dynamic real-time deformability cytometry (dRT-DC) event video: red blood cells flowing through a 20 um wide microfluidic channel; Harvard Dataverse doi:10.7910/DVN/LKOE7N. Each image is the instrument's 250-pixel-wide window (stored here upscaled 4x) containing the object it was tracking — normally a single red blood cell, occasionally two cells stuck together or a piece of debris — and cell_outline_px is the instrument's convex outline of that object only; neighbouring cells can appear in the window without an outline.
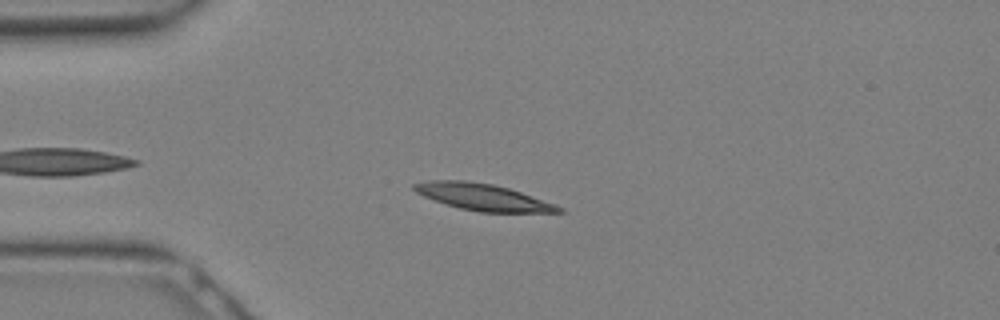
{"species": "Egyptian fruit bat (a non-hibernating species)", "species_latin": "Rousettus aegyptiacus", "temperature_condition": "warm", "stored_images_in_passage": 10, "camera_frame_rate_fps": 3000, "um_per_image_px": 0.085, "animal": {"sex": "female"}, "frame": {"image": 1, "passage_image": 3, "time_ms": 0.667, "image_size_px": [1000, 320], "cell_outline_px": [[564, 212], [480, 212], [460, 208], [444, 204], [424, 196], [416, 192], [412, 188], [412, 184], [428, 180], [468, 180], [492, 184], [508, 188], [556, 204], [564, 208]], "centroid_in_image_um": [41.02, 16.74], "position_along_channel_um": 44.0, "area_um2": 22.43}}
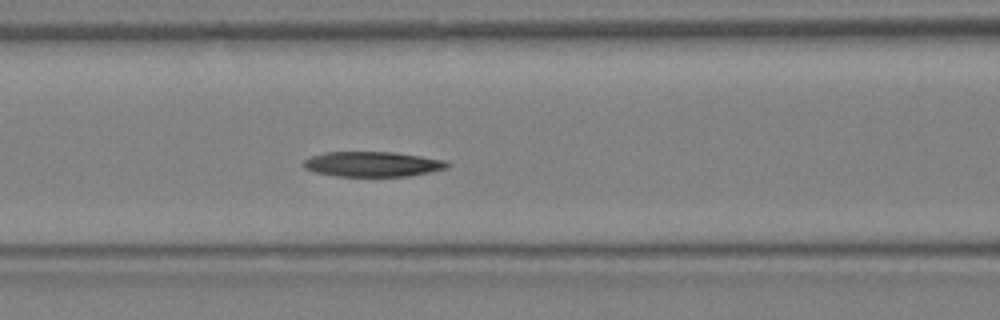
{"frame": {"image": 2, "passage_image": 8, "time_ms": 2.333, "image_size_px": [1000, 320], "cell_outline_px": [[448, 168], [408, 176], [336, 176], [316, 172], [304, 168], [300, 164], [304, 160], [312, 156], [324, 152], [392, 152], [420, 156], [444, 160], [448, 164]], "centroid_in_image_um": [31.61, 13.95], "position_along_channel_um": 135.0, "area_um2": 20.87}}
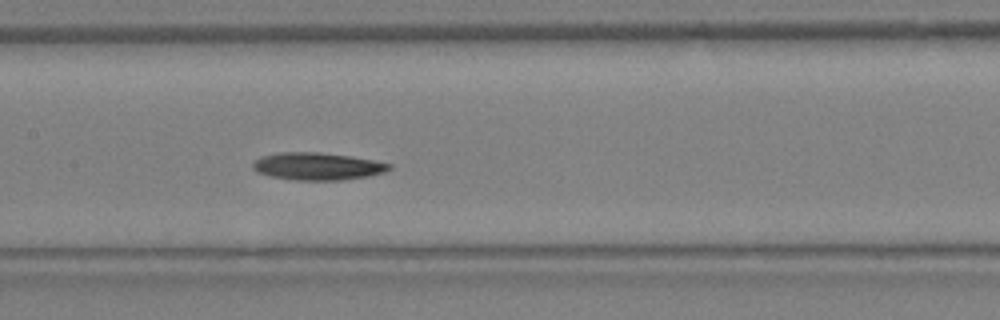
{"frame": {"image": 3, "passage_image": 10, "time_ms": 3.0, "image_size_px": [1000, 320], "cell_outline_px": [[392, 168], [384, 172], [368, 176], [344, 180], [296, 180], [272, 176], [256, 172], [252, 168], [252, 164], [260, 156], [280, 152], [320, 152], [348, 156], [372, 160], [392, 164]], "centroid_in_image_um": [26.97, 14.13], "position_along_channel_um": 180.4, "area_um2": 21.73}}